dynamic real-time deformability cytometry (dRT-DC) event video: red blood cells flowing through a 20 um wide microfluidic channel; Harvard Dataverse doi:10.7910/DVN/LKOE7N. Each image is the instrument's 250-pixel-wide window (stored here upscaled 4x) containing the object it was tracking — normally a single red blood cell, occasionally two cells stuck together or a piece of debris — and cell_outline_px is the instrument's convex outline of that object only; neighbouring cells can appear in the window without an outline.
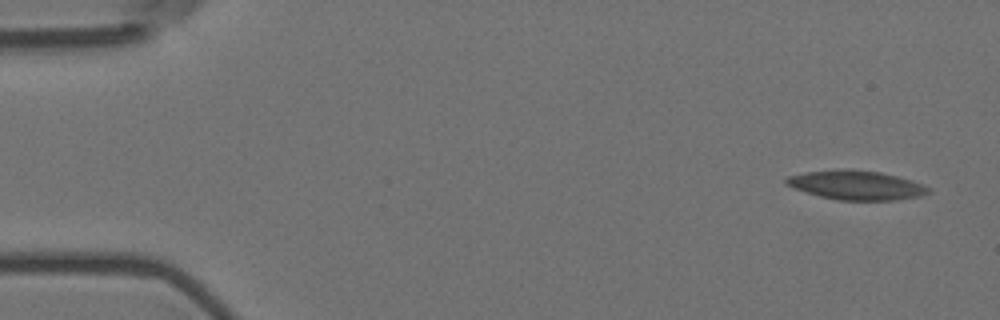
{"species": "Egyptian fruit bat (a non-hibernating species)", "species_latin": "Rousettus aegyptiacus", "temperature_condition": "room temperature", "stored_images_in_passage": 6, "camera_frame_rate_fps": 3000, "um_per_image_px": 0.085, "animal": {"sex": "female"}, "frame": {"image": 1, "passage_image": 1, "time_ms": 0.0, "image_size_px": [1000, 320], "cell_outline_px": [[932, 192], [920, 196], [896, 200], [836, 200], [820, 196], [784, 184], [784, 180], [788, 176], [808, 172], [880, 172], [912, 180], [924, 184], [932, 188]], "centroid_in_image_um": [72.89, 15.79], "position_along_channel_um": 12.1, "area_um2": 23.18}}